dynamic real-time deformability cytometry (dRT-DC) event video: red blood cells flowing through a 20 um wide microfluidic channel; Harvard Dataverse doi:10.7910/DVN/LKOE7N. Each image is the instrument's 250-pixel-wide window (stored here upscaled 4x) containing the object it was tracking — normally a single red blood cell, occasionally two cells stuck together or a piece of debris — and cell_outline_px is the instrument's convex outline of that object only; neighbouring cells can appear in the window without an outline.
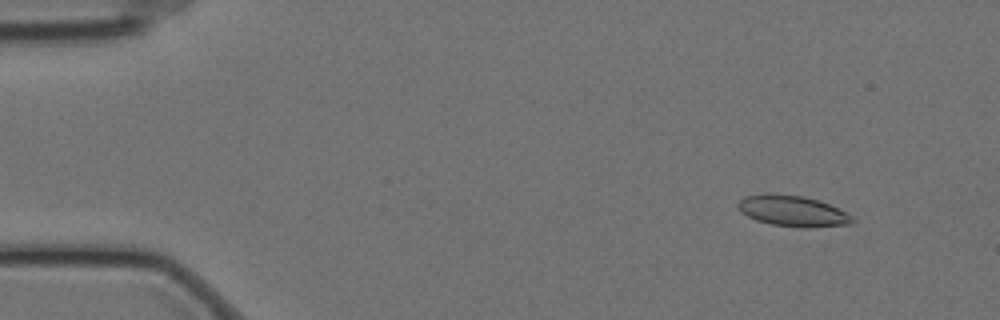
{"species": "Egyptian fruit bat (a non-hibernating species)", "species_latin": "Rousettus aegyptiacus", "temperature_condition": "cold", "stored_images_in_passage": 58, "camera_frame_rate_fps": 3000, "um_per_image_px": 0.085, "animal": {"sex": "female"}, "frame": {"image": 1, "passage_image": 6, "time_ms": 1.667, "image_size_px": [1000, 320], "cell_outline_px": [[856, 220], [848, 224], [772, 224], [756, 220], [740, 212], [736, 204], [744, 196], [768, 192], [772, 192], [804, 196], [828, 204], [852, 216]], "centroid_in_image_um": [67.23, 17.84], "position_along_channel_um": 17.8, "area_um2": 19.48}}
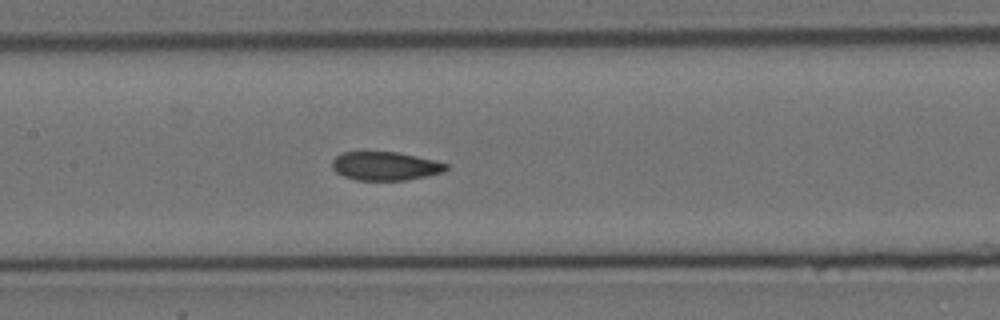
{"frame": {"image": 2, "passage_image": 28, "time_ms": 9.0, "image_size_px": [1000, 320], "cell_outline_px": [[448, 168], [444, 172], [404, 180], [356, 180], [344, 176], [336, 172], [332, 168], [332, 160], [336, 156], [344, 152], [396, 152], [436, 160], [448, 164]], "centroid_in_image_um": [32.75, 14.11], "position_along_channel_um": 174.7, "area_um2": 18.9}}
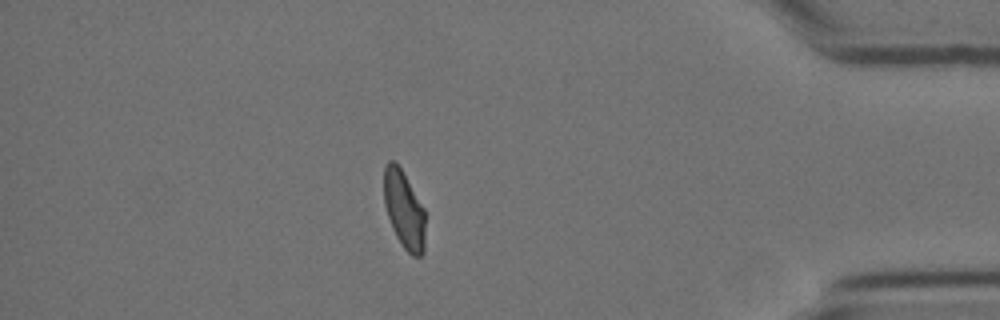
{"frame": {"image": 3, "passage_image": 51, "time_ms": 16.667, "image_size_px": [1000, 320], "cell_outline_px": [[424, 252], [420, 256], [412, 256], [404, 248], [396, 236], [392, 228], [384, 204], [384, 168], [388, 160], [396, 160], [424, 208]], "centroid_in_image_um": [34.33, 17.8], "position_along_channel_um": 400.9, "area_um2": 18.67}, "authors_computed_cell_mechanics": {"area_um2": 19.8254, "velocity_mm_per_s": 3.4601, "shape_relaxation_time_tau1_ms": 8.1016, "shape_relaxation_time_tau2_ms": 2.3049, "deformation_change_tau1": 0.1678, "deformation_change_tau2": 0.0598}}